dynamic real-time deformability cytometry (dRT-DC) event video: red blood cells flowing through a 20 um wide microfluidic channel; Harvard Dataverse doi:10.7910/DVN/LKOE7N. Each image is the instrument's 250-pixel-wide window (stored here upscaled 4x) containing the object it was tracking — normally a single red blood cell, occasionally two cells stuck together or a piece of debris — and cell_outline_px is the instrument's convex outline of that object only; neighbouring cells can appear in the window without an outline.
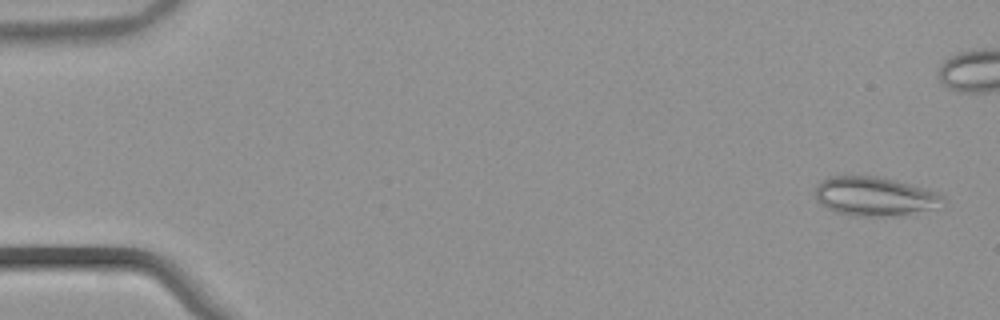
{"species": "common noctule bat (a hibernating species)", "species_latin": "Nyctalus noctula", "temperature_condition": "warm", "stored_images_in_passage": 54, "camera_frame_rate_fps": 3000, "um_per_image_px": 0.085, "animal": {"sex": "male", "body_mass_g": 21.5, "forearm_length_mm": 52.0}, "frame": {"image": 1, "passage_image": 2, "time_ms": 0.333, "image_size_px": [1000, 320], "cell_outline_px": [[944, 196], [928, 208], [908, 212], [880, 216], [852, 216], [836, 212], [820, 204], [816, 200], [816, 188], [820, 180], [832, 176], [876, 176], [924, 188], [936, 192]], "centroid_in_image_um": [74.16, 16.66], "position_along_channel_um": 10.8, "area_um2": 27.8}}
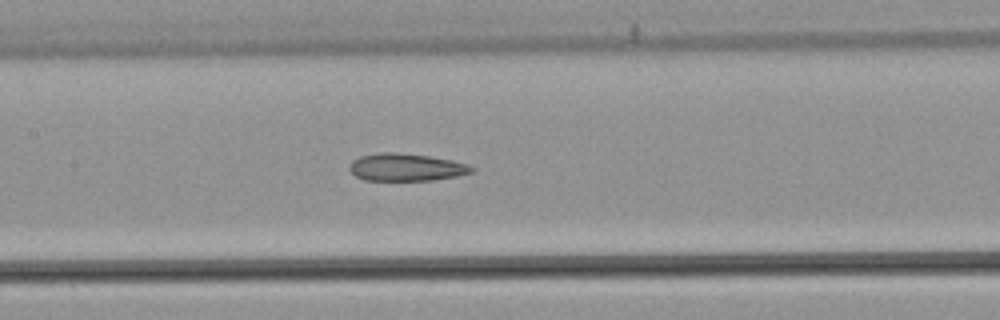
{"frame": {"image": 2, "passage_image": 26, "time_ms": 8.333, "image_size_px": [1000, 320], "cell_outline_px": [[476, 168], [472, 172], [456, 176], [432, 180], [364, 180], [356, 176], [348, 168], [352, 160], [360, 156], [388, 152], [396, 152], [428, 156], [452, 160], [468, 164]], "centroid_in_image_um": [34.53, 14.22], "position_along_channel_um": 172.9, "area_um2": 19.42}}
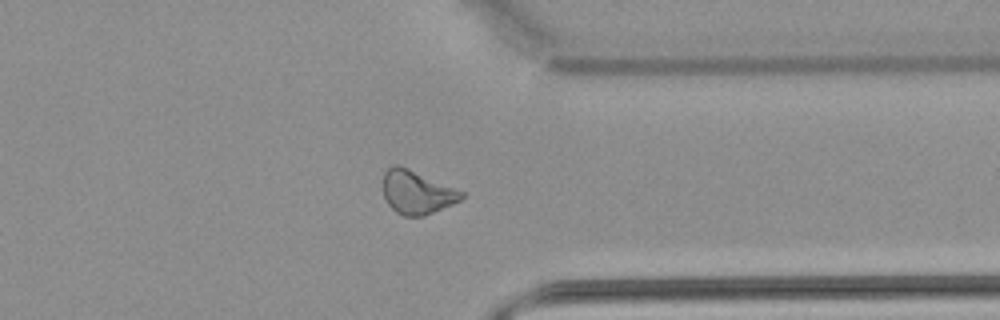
{"frame": {"image": 3, "passage_image": 42, "time_ms": 13.667, "image_size_px": [1000, 320], "cell_outline_px": [[464, 196], [460, 200], [452, 204], [424, 216], [404, 216], [396, 212], [388, 204], [384, 196], [384, 172], [392, 164], [400, 164], [464, 192]], "centroid_in_image_um": [35.42, 16.33], "position_along_channel_um": 376.0, "area_um2": 19.77}, "authors_computed_cell_mechanics": {"area_um2": 21.1259, "velocity_mm_per_s": 3.8694, "shape_relaxation_time_tau1_ms": null, "shape_relaxation_time_tau2_ms": 5.8831, "deformation_change_tau1": null, "deformation_change_tau2": 0.1367}}